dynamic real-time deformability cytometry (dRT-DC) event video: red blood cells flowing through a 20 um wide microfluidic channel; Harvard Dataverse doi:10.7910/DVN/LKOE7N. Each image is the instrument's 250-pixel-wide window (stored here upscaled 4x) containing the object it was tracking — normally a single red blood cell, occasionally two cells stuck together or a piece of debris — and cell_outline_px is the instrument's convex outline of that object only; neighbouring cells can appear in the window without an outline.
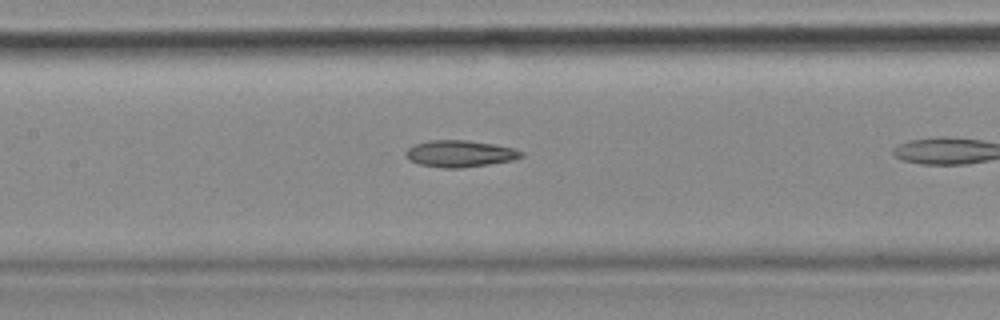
{"species": "common noctule bat (a hibernating species)", "species_latin": "Nyctalus noctula", "temperature_condition": "cold", "stored_images_in_passage": 5, "camera_frame_rate_fps": 3000, "um_per_image_px": 0.085, "animal": {"sex": "female", "body_mass_g": 18.4}, "frame": {"image": 1, "passage_image": 4, "time_ms": 1.0, "image_size_px": [1000, 320], "cell_outline_px": [[524, 156], [512, 160], [488, 164], [460, 168], [444, 168], [420, 164], [408, 160], [404, 152], [412, 144], [428, 140], [468, 140], [492, 144], [512, 148], [524, 152]], "centroid_in_image_um": [39.04, 13.05], "position_along_channel_um": 168.4, "area_um2": 17.98}}